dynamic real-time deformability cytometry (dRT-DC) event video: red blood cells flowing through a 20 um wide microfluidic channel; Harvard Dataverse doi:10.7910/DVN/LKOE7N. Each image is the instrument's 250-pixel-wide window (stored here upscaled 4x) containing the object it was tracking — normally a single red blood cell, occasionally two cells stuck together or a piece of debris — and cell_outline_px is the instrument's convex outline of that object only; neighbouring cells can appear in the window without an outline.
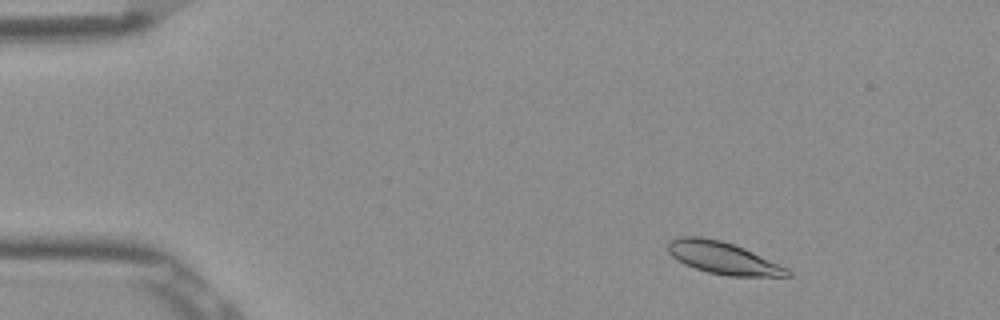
{"species": "Egyptian fruit bat (a non-hibernating species)", "species_latin": "Rousettus aegyptiacus", "temperature_condition": "room temperature", "stored_images_in_passage": 4, "camera_frame_rate_fps": 3000, "um_per_image_px": 0.085, "frame": {"image": 1, "passage_image": 2, "time_ms": 0.333, "image_size_px": [1000, 320], "cell_outline_px": [[792, 276], [728, 276], [708, 272], [684, 264], [672, 256], [668, 252], [668, 240], [680, 236], [700, 236], [720, 240], [744, 248], [788, 268], [792, 272]], "centroid_in_image_um": [61.44, 21.92], "position_along_channel_um": 23.6, "area_um2": 22.31}}